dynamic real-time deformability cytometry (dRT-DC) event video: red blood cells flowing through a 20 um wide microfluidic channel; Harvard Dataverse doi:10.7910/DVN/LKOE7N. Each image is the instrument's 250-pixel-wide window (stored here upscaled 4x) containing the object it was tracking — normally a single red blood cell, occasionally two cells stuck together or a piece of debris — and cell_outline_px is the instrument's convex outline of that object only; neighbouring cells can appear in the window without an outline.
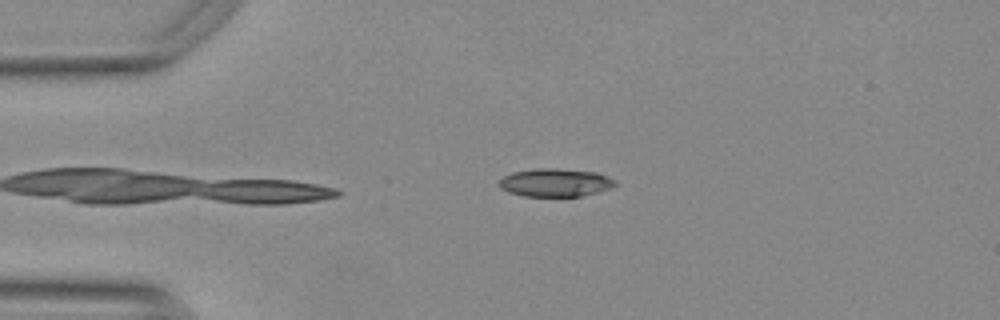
{"species": "Egyptian fruit bat (a non-hibernating species)", "species_latin": "Rousettus aegyptiacus", "temperature_condition": "warm", "stored_images_in_passage": 40, "camera_frame_rate_fps": 3000, "um_per_image_px": 0.085, "animal": {"sex": "female"}, "frame": {"image": 1, "passage_image": 3, "time_ms": 0.667, "image_size_px": [1000, 320], "cell_outline_px": [[616, 184], [612, 188], [600, 192], [580, 196], [524, 196], [508, 192], [500, 188], [496, 184], [504, 176], [512, 172], [536, 168], [556, 168], [596, 172], [608, 176], [616, 180]], "centroid_in_image_um": [47.2, 15.52], "position_along_channel_um": 37.8, "area_um2": 19.25}}
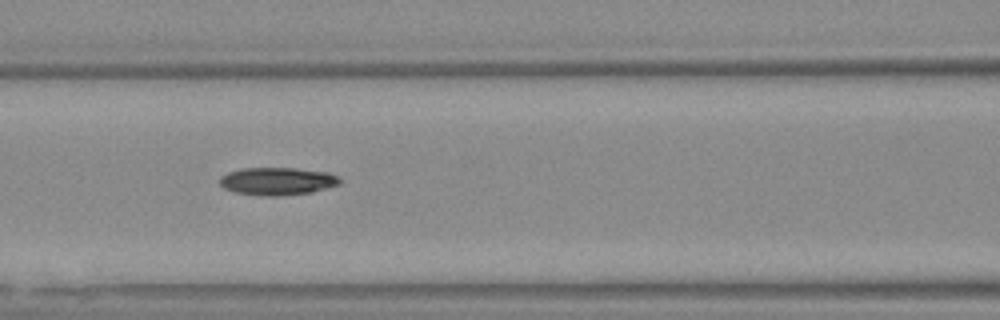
{"frame": {"image": 2, "passage_image": 14, "time_ms": 4.333, "image_size_px": [1000, 320], "cell_outline_px": [[340, 184], [312, 192], [280, 196], [264, 196], [236, 192], [224, 188], [220, 184], [220, 176], [228, 172], [240, 168], [296, 168], [328, 172], [336, 176], [340, 180]], "centroid_in_image_um": [23.56, 15.4], "position_along_channel_um": 143.0, "area_um2": 19.36}}
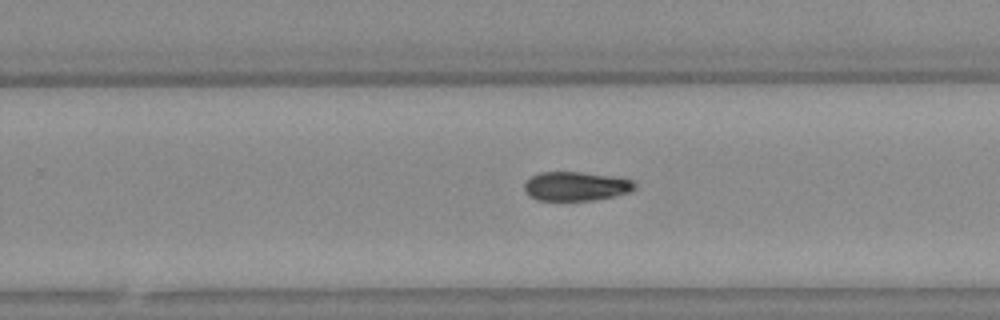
{"frame": {"image": 3, "passage_image": 25, "time_ms": 8.0, "image_size_px": [1000, 320], "cell_outline_px": [[636, 188], [628, 192], [612, 196], [592, 200], [536, 200], [528, 196], [524, 188], [524, 184], [532, 176], [540, 172], [580, 172], [608, 176], [632, 180], [636, 184]], "centroid_in_image_um": [48.91, 15.83], "position_along_channel_um": 280.9, "area_um2": 18.44}, "authors_computed_cell_mechanics": {"area_um2": 19.3052, "velocity_mm_per_s": 3.7799, "shape_relaxation_time_tau1_ms": 3.434, "shape_relaxation_time_tau2_ms": null, "deformation_change_tau1": 0.1207, "deformation_change_tau2": null}}